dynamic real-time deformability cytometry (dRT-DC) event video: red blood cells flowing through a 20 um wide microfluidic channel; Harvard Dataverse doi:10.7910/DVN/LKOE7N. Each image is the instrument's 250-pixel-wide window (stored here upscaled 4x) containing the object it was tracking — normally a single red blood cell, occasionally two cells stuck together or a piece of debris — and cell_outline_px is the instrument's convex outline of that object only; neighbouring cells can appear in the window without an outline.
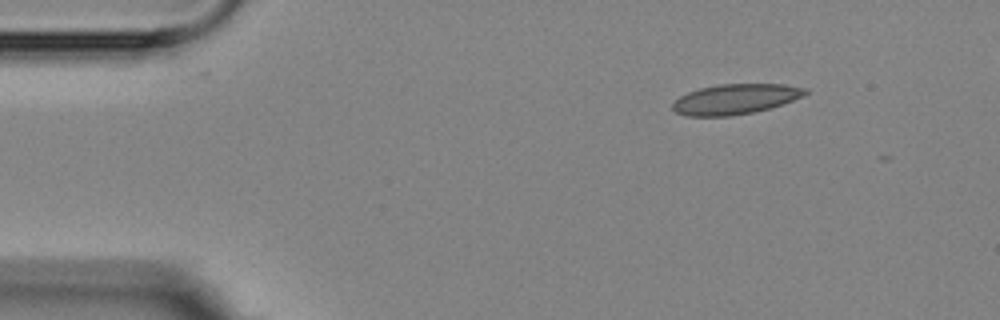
{"species": "Egyptian fruit bat (a non-hibernating species)", "species_latin": "Rousettus aegyptiacus", "temperature_condition": "room temperature", "stored_images_in_passage": 4, "camera_frame_rate_fps": 3000, "um_per_image_px": 0.085, "animal": {"sex": "female"}, "frame": {"image": 1, "passage_image": 1, "time_ms": 0.0, "image_size_px": [1000, 320], "cell_outline_px": [[808, 92], [804, 96], [768, 108], [752, 112], [728, 116], [684, 116], [676, 112], [672, 108], [672, 104], [680, 96], [688, 92], [700, 88], [716, 84], [784, 84], [808, 88]], "centroid_in_image_um": [62.49, 8.41], "position_along_channel_um": 22.5, "area_um2": 23.24}}